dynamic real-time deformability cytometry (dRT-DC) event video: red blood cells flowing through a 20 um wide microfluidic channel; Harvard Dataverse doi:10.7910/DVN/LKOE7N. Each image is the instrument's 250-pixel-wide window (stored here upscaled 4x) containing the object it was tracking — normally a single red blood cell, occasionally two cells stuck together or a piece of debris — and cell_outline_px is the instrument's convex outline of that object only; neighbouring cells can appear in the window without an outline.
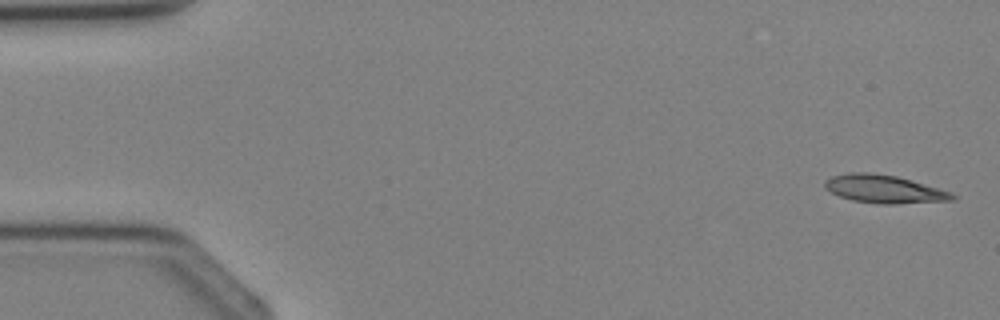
{"species": "Egyptian fruit bat (a non-hibernating species)", "species_latin": "Rousettus aegyptiacus", "temperature_condition": "cold", "stored_images_in_passage": 3, "camera_frame_rate_fps": 3000, "um_per_image_px": 0.085, "animal": {"sex": "female"}, "frame": {"image": 1, "passage_image": 1, "time_ms": 0.0, "image_size_px": [1000, 320], "cell_outline_px": [[960, 196], [956, 200], [892, 204], [880, 204], [852, 200], [840, 196], [824, 188], [824, 180], [832, 176], [848, 172], [872, 172], [896, 176], [952, 192]], "centroid_in_image_um": [75.17, 16.07], "position_along_channel_um": 9.8, "area_um2": 20.98}}